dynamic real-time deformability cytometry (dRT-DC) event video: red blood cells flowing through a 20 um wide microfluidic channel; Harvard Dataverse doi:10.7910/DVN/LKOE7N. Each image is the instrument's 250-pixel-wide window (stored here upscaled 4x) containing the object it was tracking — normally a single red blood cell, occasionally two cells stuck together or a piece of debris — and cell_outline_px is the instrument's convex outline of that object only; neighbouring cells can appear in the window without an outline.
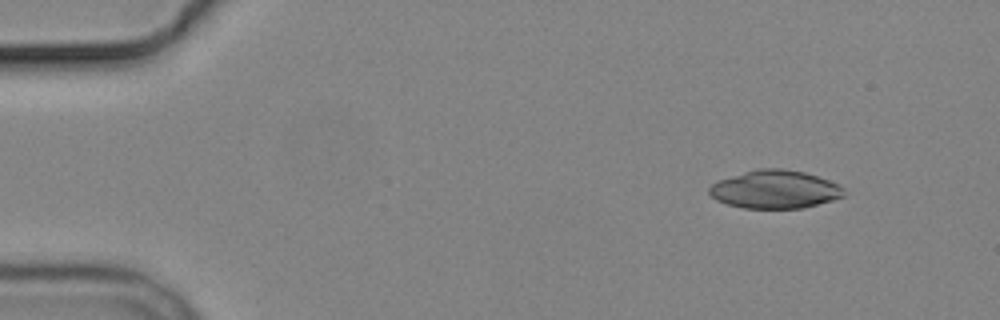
{"species": "common noctule bat (a hibernating species)", "species_latin": "Nyctalus noctula", "temperature_condition": "cold", "stored_images_in_passage": 4, "camera_frame_rate_fps": 3000, "um_per_image_px": 0.085, "animal": {"sex": "male", "body_mass_g": 19.2, "forearm_length_mm": 51.8}, "frame": {"image": 1, "passage_image": 1, "time_ms": 0.0, "image_size_px": [1000, 320], "cell_outline_px": [[844, 196], [832, 200], [804, 208], [744, 208], [728, 204], [716, 200], [708, 192], [708, 188], [712, 184], [720, 180], [744, 172], [760, 168], [780, 168], [804, 172], [828, 180], [844, 188]], "centroid_in_image_um": [65.86, 16.1], "position_along_channel_um": 19.1, "area_um2": 29.65}}